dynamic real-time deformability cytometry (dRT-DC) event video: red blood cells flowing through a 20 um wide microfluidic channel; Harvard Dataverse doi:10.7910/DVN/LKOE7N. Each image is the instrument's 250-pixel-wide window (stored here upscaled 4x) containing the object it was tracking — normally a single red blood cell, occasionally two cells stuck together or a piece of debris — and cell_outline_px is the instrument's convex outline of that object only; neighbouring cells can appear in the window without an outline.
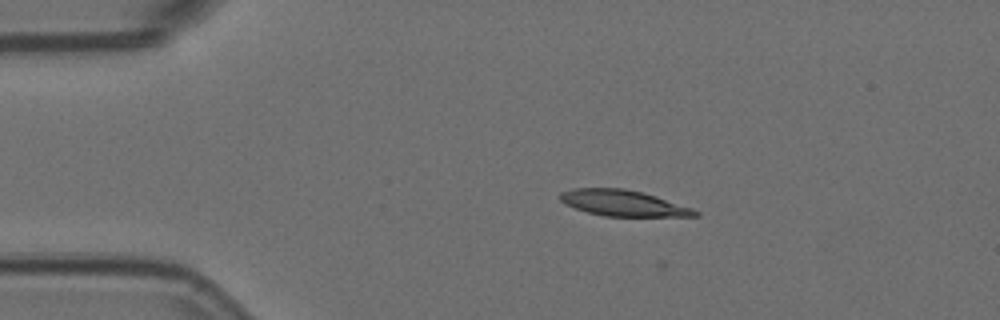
{"species": "Egyptian fruit bat (a non-hibernating species)", "species_latin": "Rousettus aegyptiacus", "temperature_condition": "room temperature", "stored_images_in_passage": 3, "camera_frame_rate_fps": 3000, "um_per_image_px": 0.085, "animal": {"sex": "female"}, "frame": {"image": 1, "passage_image": 1, "time_ms": 0.0, "image_size_px": [1000, 320], "cell_outline_px": [[700, 216], [604, 216], [588, 212], [564, 204], [560, 200], [560, 192], [572, 188], [624, 188], [656, 196], [692, 208], [700, 212]], "centroid_in_image_um": [52.95, 17.26], "position_along_channel_um": 32.0, "area_um2": 20.29}}